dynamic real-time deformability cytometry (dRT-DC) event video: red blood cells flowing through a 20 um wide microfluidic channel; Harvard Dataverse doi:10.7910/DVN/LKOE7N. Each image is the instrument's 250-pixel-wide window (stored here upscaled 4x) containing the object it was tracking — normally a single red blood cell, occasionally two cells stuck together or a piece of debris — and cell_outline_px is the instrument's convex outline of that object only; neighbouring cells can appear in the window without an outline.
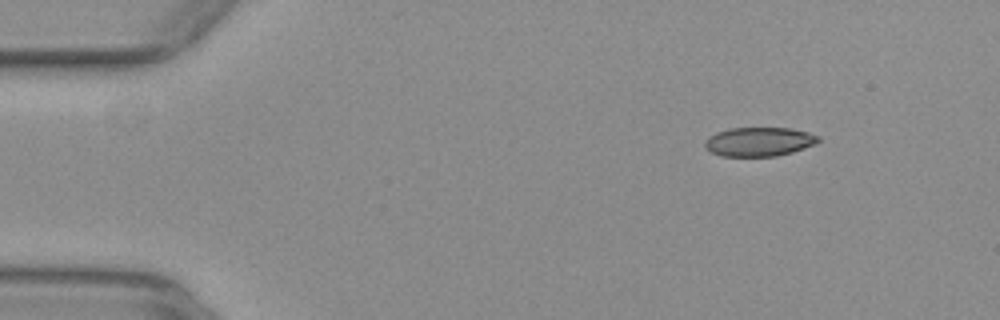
{"species": "common noctule bat (a hibernating species)", "species_latin": "Nyctalus noctula", "temperature_condition": "warm", "stored_images_in_passage": 47, "camera_frame_rate_fps": 3000, "um_per_image_px": 0.085, "animal": {"sex": "female", "body_mass_g": 29.2, "forearm_length_mm": 56.3}, "frame": {"image": 1, "passage_image": 1, "time_ms": 0.0, "image_size_px": [1000, 320], "cell_outline_px": [[820, 140], [816, 144], [792, 152], [776, 156], [720, 156], [704, 148], [704, 140], [708, 136], [716, 132], [728, 128], [792, 128], [808, 132], [820, 136]], "centroid_in_image_um": [64.5, 12.04], "position_along_channel_um": 20.5, "area_um2": 19.42}}
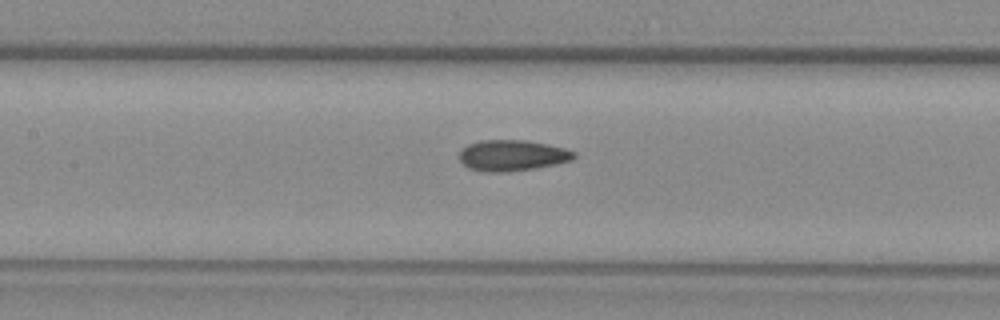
{"frame": {"image": 2, "passage_image": 19, "time_ms": 6.0, "image_size_px": [1000, 320], "cell_outline_px": [[576, 156], [572, 160], [536, 168], [508, 172], [480, 172], [468, 168], [460, 160], [460, 152], [468, 144], [480, 140], [524, 140], [548, 144], [564, 148], [576, 152]], "centroid_in_image_um": [43.53, 13.22], "position_along_channel_um": 163.9, "area_um2": 20.75}}
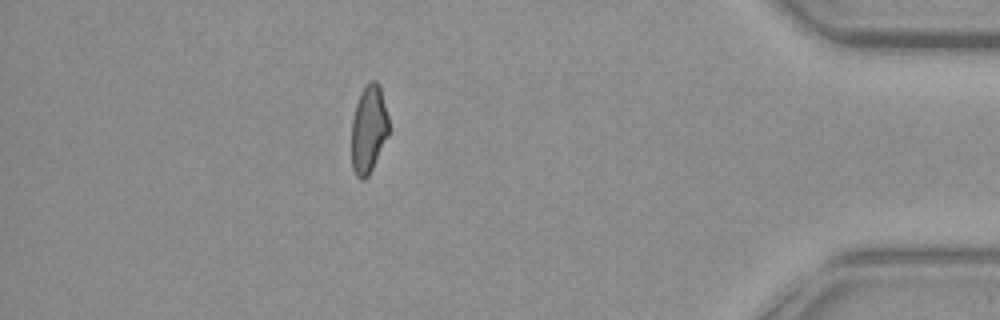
{"frame": {"image": 3, "passage_image": 41, "time_ms": 13.333, "image_size_px": [1000, 320], "cell_outline_px": [[388, 132], [372, 168], [368, 176], [364, 180], [360, 180], [356, 176], [352, 168], [352, 120], [356, 104], [360, 92], [372, 80], [376, 80], [380, 84], [388, 116]], "centroid_in_image_um": [31.32, 10.96], "position_along_channel_um": 403.9, "area_um2": 18.79}, "authors_computed_cell_mechanics": {"area_um2": 20.1144, "velocity_mm_per_s": 3.9223, "shape_relaxation_time_tau1_ms": null, "shape_relaxation_time_tau2_ms": 2.1918, "deformation_change_tau1": null, "deformation_change_tau2": 0.0891}}